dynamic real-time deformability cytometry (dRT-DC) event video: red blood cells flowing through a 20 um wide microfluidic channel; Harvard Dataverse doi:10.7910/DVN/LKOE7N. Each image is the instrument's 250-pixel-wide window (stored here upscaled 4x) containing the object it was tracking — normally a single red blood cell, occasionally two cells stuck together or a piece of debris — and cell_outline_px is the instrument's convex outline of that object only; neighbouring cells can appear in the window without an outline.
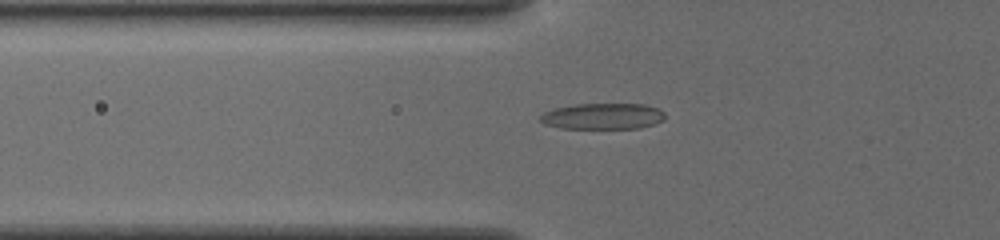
{"species": "common noctule bat (a hibernating species)", "species_latin": "Nyctalus noctula", "temperature_condition": "cold", "stored_images_in_passage": 33, "camera_frame_rate_fps": 3000, "um_per_image_px": 0.085, "animal": {"sex": "female", "body_mass_g": 19.5, "forearm_length_mm": 54.1}, "frame": {"image": 1, "passage_image": 7, "time_ms": 2.0, "image_size_px": [1000, 240], "cell_outline_px": [[664, 120], [640, 128], [560, 128], [544, 124], [540, 120], [540, 116], [544, 112], [556, 108], [576, 104], [644, 104], [656, 108], [664, 112]], "centroid_in_image_um": [51.23, 9.88], "position_along_channel_um": 74.6, "area_um2": 18.79}}
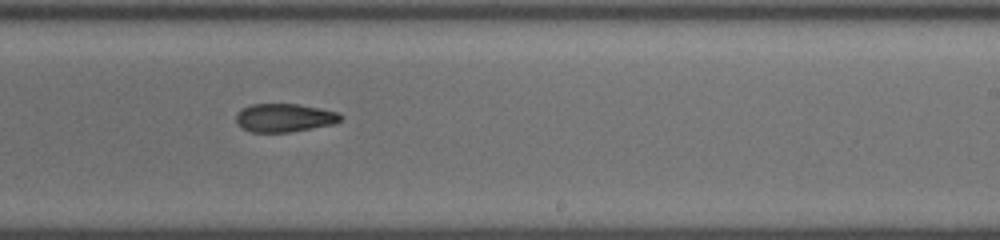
{"frame": {"image": 2, "passage_image": 21, "time_ms": 6.667, "image_size_px": [1000, 240], "cell_outline_px": [[344, 116], [336, 124], [288, 132], [252, 132], [240, 128], [236, 120], [236, 116], [244, 108], [252, 104], [300, 104], [340, 112]], "centroid_in_image_um": [24.23, 10.01], "position_along_channel_um": 264.8, "area_um2": 17.34}}
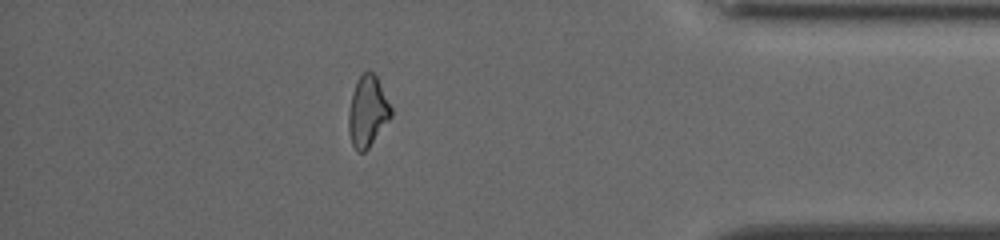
{"frame": {"image": 3, "passage_image": 33, "time_ms": 10.667, "image_size_px": [1000, 240], "cell_outline_px": [[392, 116], [368, 148], [364, 152], [356, 152], [352, 144], [348, 132], [348, 112], [352, 92], [356, 80], [364, 72], [372, 72], [376, 76], [392, 108]], "centroid_in_image_um": [31.23, 9.49], "position_along_channel_um": 404.0, "area_um2": 17.51}, "authors_computed_cell_mechanics": {"area_um2": 18.1492, "velocity_mm_per_s": 3.8395, "shape_relaxation_time_tau1_ms": null, "shape_relaxation_time_tau2_ms": 3.0597, "deformation_change_tau1": null, "deformation_change_tau2": 0.104}}